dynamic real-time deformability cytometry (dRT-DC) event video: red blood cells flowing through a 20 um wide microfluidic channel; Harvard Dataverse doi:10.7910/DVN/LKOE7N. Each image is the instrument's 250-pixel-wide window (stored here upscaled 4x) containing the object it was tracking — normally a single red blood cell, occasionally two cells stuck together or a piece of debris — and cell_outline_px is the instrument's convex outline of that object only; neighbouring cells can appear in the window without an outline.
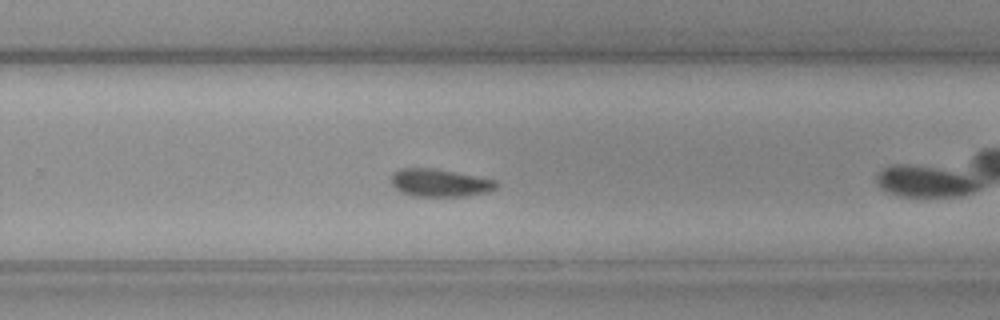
{"species": "common noctule bat (a hibernating species)", "species_latin": "Nyctalus noctula", "temperature_condition": "cold", "stored_images_in_passage": 36, "camera_frame_rate_fps": 3000, "um_per_image_px": 0.085, "animal": {"sex": "female", "body_mass_g": 19.3, "forearm_length_mm": 54.1}, "frame": {"image": 1, "passage_image": 16, "time_ms": 5.0, "image_size_px": [1000, 320], "cell_outline_px": [[500, 184], [496, 188], [488, 192], [468, 196], [416, 196], [400, 192], [392, 184], [392, 172], [400, 168], [432, 168], [456, 172], [496, 180]], "centroid_in_image_um": [37.4, 15.54], "position_along_channel_um": 292.4, "area_um2": 17.05}}